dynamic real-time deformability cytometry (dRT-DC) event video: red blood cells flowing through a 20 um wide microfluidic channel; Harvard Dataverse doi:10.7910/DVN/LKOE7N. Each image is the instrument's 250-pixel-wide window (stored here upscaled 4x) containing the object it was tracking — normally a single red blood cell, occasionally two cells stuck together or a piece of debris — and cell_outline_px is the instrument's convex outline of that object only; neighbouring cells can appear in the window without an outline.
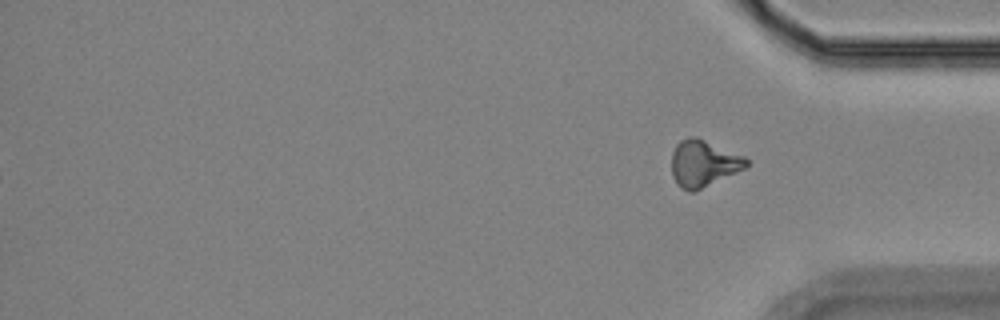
{"species": "Egyptian fruit bat (a non-hibernating species)", "species_latin": "Rousettus aegyptiacus", "temperature_condition": "room temperature", "stored_images_in_passage": 14, "segment_of_instrument_passage": [2, 2], "camera_frame_rate_fps": 3000, "um_per_image_px": 0.085, "animal": {"sex": "female"}, "frame": {"image": 1, "passage_image": 14, "time_ms": 16.667, "image_size_px": [1000, 320], "cell_outline_px": [[748, 164], [744, 168], [696, 192], [688, 192], [680, 188], [676, 184], [672, 176], [672, 152], [676, 144], [680, 140], [688, 136], [696, 136], [744, 156], [748, 160]], "centroid_in_image_um": [59.75, 13.9], "position_along_channel_um": 375.5, "area_um2": 20.46}}